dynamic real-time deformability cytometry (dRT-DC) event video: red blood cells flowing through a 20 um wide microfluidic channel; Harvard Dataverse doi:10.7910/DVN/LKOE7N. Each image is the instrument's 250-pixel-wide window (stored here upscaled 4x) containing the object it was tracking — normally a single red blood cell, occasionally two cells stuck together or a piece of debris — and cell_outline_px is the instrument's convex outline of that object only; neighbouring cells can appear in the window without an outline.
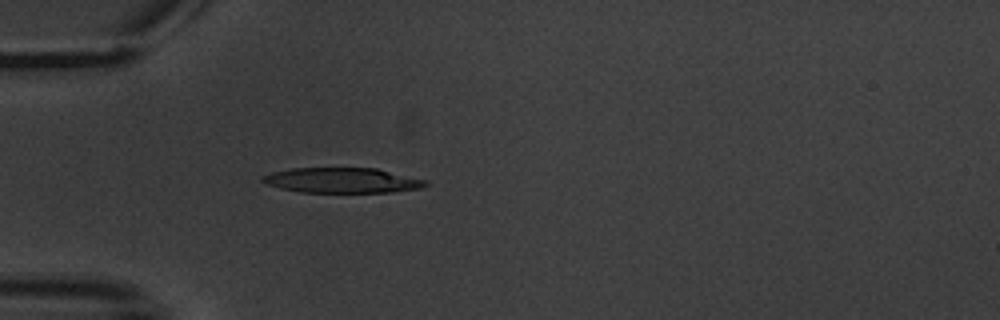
{"species": "common noctule bat (a hibernating species)", "species_latin": "Nyctalus noctula", "temperature_condition": "warm", "stored_images_in_passage": 4, "camera_frame_rate_fps": 3000, "um_per_image_px": 0.085, "animal": {"sex": "male", "body_mass_g": 20.1, "forearm_length_mm": 53.5}, "frame": {"image": 1, "passage_image": 4, "time_ms": 4.667, "image_size_px": [1000, 320], "cell_outline_px": [[428, 184], [420, 188], [392, 192], [300, 192], [280, 188], [268, 184], [260, 180], [260, 176], [272, 172], [292, 168], [376, 168], [428, 180]], "centroid_in_image_um": [29.08, 15.32], "position_along_channel_um": 55.9, "area_um2": 23.93}}